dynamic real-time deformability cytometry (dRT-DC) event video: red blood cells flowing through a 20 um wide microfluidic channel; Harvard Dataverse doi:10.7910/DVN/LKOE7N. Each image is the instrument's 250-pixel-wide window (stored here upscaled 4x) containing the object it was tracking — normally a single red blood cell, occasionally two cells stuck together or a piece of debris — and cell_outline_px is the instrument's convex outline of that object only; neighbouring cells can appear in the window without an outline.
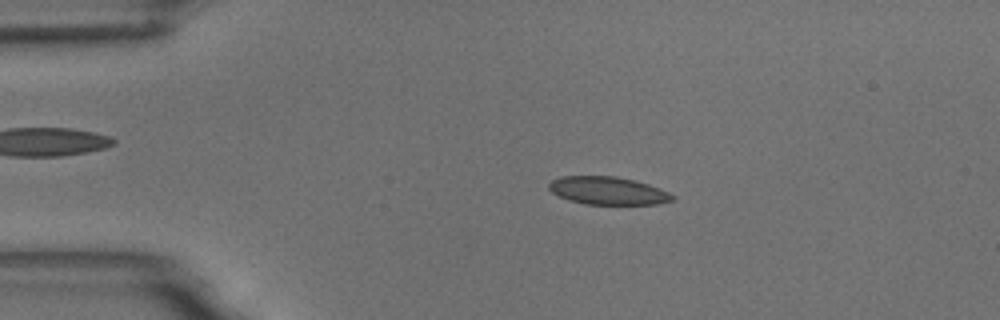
{"species": "common noctule bat (a hibernating species)", "species_latin": "Nyctalus noctula", "temperature_condition": "room temperature", "stored_images_in_passage": 53, "segment_of_instrument_passage": [1, 2], "camera_frame_rate_fps": 3000, "um_per_image_px": 0.085, "animal": {"sex": "male", "body_mass_g": 18.8}, "frame": {"image": 1, "passage_image": 11, "time_ms": 3.333, "image_size_px": [1000, 320], "cell_outline_px": [[676, 200], [660, 204], [584, 204], [568, 200], [552, 192], [548, 188], [548, 184], [552, 180], [560, 176], [616, 176], [648, 184], [660, 188], [676, 196]], "centroid_in_image_um": [51.69, 16.21], "position_along_channel_um": 33.3, "area_um2": 20.17}}
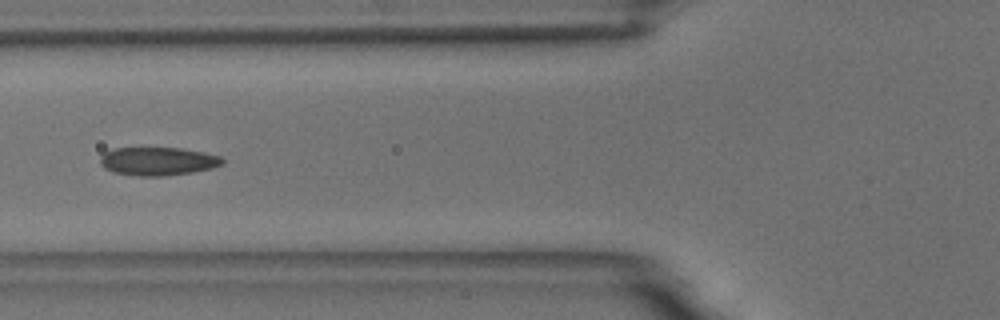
{"frame": {"image": 2, "passage_image": 21, "time_ms": 6.667, "image_size_px": [1000, 320], "cell_outline_px": [[224, 164], [212, 168], [192, 172], [164, 176], [140, 176], [112, 172], [104, 168], [100, 164], [100, 156], [104, 152], [112, 148], [180, 148], [204, 152], [220, 156], [224, 160]], "centroid_in_image_um": [13.4, 13.7], "position_along_channel_um": 112.4, "area_um2": 20.29}}
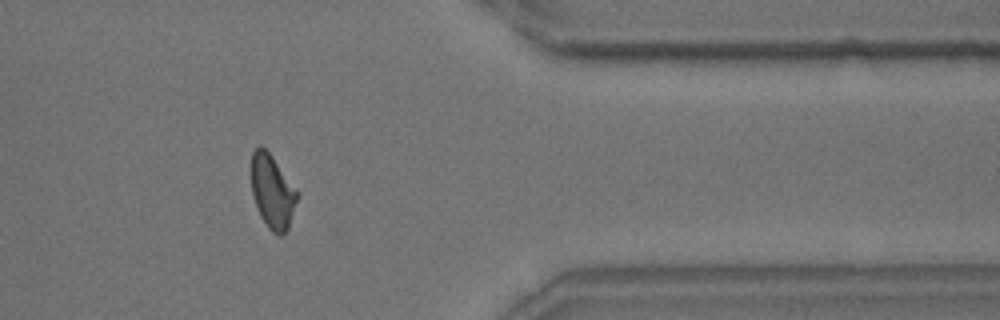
{"frame": {"image": 3, "passage_image": 45, "time_ms": 14.667, "image_size_px": [1000, 320], "cell_outline_px": [[300, 196], [288, 228], [280, 236], [272, 232], [268, 228], [260, 216], [252, 192], [252, 152], [260, 144], [272, 156], [300, 192]], "centroid_in_image_um": [23.2, 16.3], "position_along_channel_um": 388.2, "area_um2": 19.83}}